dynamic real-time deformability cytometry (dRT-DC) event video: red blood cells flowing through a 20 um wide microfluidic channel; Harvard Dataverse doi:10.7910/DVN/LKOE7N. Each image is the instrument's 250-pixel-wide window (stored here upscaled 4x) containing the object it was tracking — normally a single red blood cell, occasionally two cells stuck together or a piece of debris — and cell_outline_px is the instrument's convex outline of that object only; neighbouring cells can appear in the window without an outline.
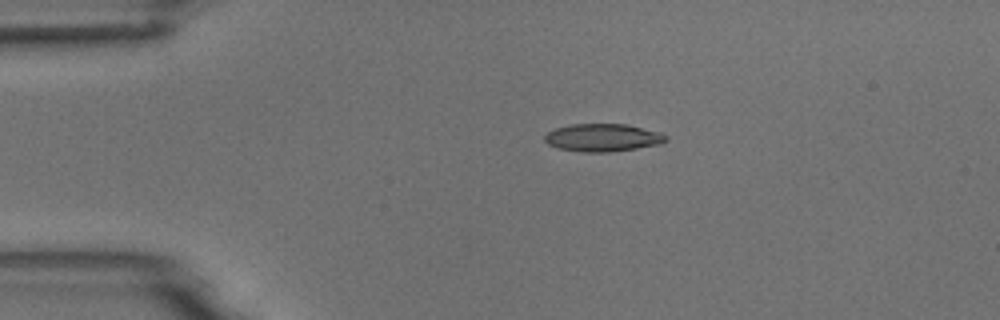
{"species": "common noctule bat (a hibernating species)", "species_latin": "Nyctalus noctula", "temperature_condition": "room temperature", "stored_images_in_passage": 2, "camera_frame_rate_fps": 3000, "um_per_image_px": 0.085, "animal": {"sex": "male", "body_mass_g": 18.8}, "frame": {"image": 1, "passage_image": 1, "time_ms": 0.0, "image_size_px": [1000, 320], "cell_outline_px": [[668, 140], [660, 144], [612, 152], [584, 152], [556, 148], [548, 144], [544, 140], [544, 136], [548, 132], [556, 128], [572, 124], [628, 124], [660, 132], [668, 136]], "centroid_in_image_um": [51.25, 11.7], "position_along_channel_um": 33.8, "area_um2": 19.71}}